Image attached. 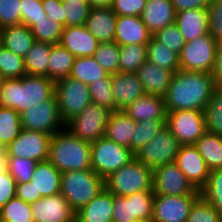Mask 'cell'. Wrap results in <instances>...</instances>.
<instances>
[{"label": "cell", "instance_id": "2", "mask_svg": "<svg viewBox=\"0 0 222 222\" xmlns=\"http://www.w3.org/2000/svg\"><path fill=\"white\" fill-rule=\"evenodd\" d=\"M55 94V82L46 76L26 74L22 78L4 79L0 106L22 113L50 99Z\"/></svg>", "mask_w": 222, "mask_h": 222}, {"label": "cell", "instance_id": "15", "mask_svg": "<svg viewBox=\"0 0 222 222\" xmlns=\"http://www.w3.org/2000/svg\"><path fill=\"white\" fill-rule=\"evenodd\" d=\"M199 197L154 195L152 222H186Z\"/></svg>", "mask_w": 222, "mask_h": 222}, {"label": "cell", "instance_id": "44", "mask_svg": "<svg viewBox=\"0 0 222 222\" xmlns=\"http://www.w3.org/2000/svg\"><path fill=\"white\" fill-rule=\"evenodd\" d=\"M154 195L153 191L128 195L127 200H131L132 217L136 220L152 222Z\"/></svg>", "mask_w": 222, "mask_h": 222}, {"label": "cell", "instance_id": "60", "mask_svg": "<svg viewBox=\"0 0 222 222\" xmlns=\"http://www.w3.org/2000/svg\"><path fill=\"white\" fill-rule=\"evenodd\" d=\"M91 7H111L113 0H85Z\"/></svg>", "mask_w": 222, "mask_h": 222}, {"label": "cell", "instance_id": "57", "mask_svg": "<svg viewBox=\"0 0 222 222\" xmlns=\"http://www.w3.org/2000/svg\"><path fill=\"white\" fill-rule=\"evenodd\" d=\"M176 13L183 10L207 8L210 0H171Z\"/></svg>", "mask_w": 222, "mask_h": 222}, {"label": "cell", "instance_id": "24", "mask_svg": "<svg viewBox=\"0 0 222 222\" xmlns=\"http://www.w3.org/2000/svg\"><path fill=\"white\" fill-rule=\"evenodd\" d=\"M125 112L133 121H166L167 111L164 97L145 94L127 106Z\"/></svg>", "mask_w": 222, "mask_h": 222}, {"label": "cell", "instance_id": "46", "mask_svg": "<svg viewBox=\"0 0 222 222\" xmlns=\"http://www.w3.org/2000/svg\"><path fill=\"white\" fill-rule=\"evenodd\" d=\"M6 169L16 181V184L30 182L37 162L31 159L5 157Z\"/></svg>", "mask_w": 222, "mask_h": 222}, {"label": "cell", "instance_id": "17", "mask_svg": "<svg viewBox=\"0 0 222 222\" xmlns=\"http://www.w3.org/2000/svg\"><path fill=\"white\" fill-rule=\"evenodd\" d=\"M31 210L34 222H72L76 214L61 193L39 198Z\"/></svg>", "mask_w": 222, "mask_h": 222}, {"label": "cell", "instance_id": "22", "mask_svg": "<svg viewBox=\"0 0 222 222\" xmlns=\"http://www.w3.org/2000/svg\"><path fill=\"white\" fill-rule=\"evenodd\" d=\"M117 15L111 7H91L85 26L87 30L99 41H114Z\"/></svg>", "mask_w": 222, "mask_h": 222}, {"label": "cell", "instance_id": "55", "mask_svg": "<svg viewBox=\"0 0 222 222\" xmlns=\"http://www.w3.org/2000/svg\"><path fill=\"white\" fill-rule=\"evenodd\" d=\"M16 197V181L6 170L0 174V209Z\"/></svg>", "mask_w": 222, "mask_h": 222}, {"label": "cell", "instance_id": "7", "mask_svg": "<svg viewBox=\"0 0 222 222\" xmlns=\"http://www.w3.org/2000/svg\"><path fill=\"white\" fill-rule=\"evenodd\" d=\"M217 46V39L210 33L186 42L179 54L180 70L212 73Z\"/></svg>", "mask_w": 222, "mask_h": 222}, {"label": "cell", "instance_id": "34", "mask_svg": "<svg viewBox=\"0 0 222 222\" xmlns=\"http://www.w3.org/2000/svg\"><path fill=\"white\" fill-rule=\"evenodd\" d=\"M108 73L92 57H76L69 77L79 80L86 85L97 82Z\"/></svg>", "mask_w": 222, "mask_h": 222}, {"label": "cell", "instance_id": "61", "mask_svg": "<svg viewBox=\"0 0 222 222\" xmlns=\"http://www.w3.org/2000/svg\"><path fill=\"white\" fill-rule=\"evenodd\" d=\"M6 170V159L5 157H0V174H2Z\"/></svg>", "mask_w": 222, "mask_h": 222}, {"label": "cell", "instance_id": "41", "mask_svg": "<svg viewBox=\"0 0 222 222\" xmlns=\"http://www.w3.org/2000/svg\"><path fill=\"white\" fill-rule=\"evenodd\" d=\"M0 219L7 222H34L31 204L14 197L0 209Z\"/></svg>", "mask_w": 222, "mask_h": 222}, {"label": "cell", "instance_id": "47", "mask_svg": "<svg viewBox=\"0 0 222 222\" xmlns=\"http://www.w3.org/2000/svg\"><path fill=\"white\" fill-rule=\"evenodd\" d=\"M186 222H222L220 213L201 196L194 202Z\"/></svg>", "mask_w": 222, "mask_h": 222}, {"label": "cell", "instance_id": "42", "mask_svg": "<svg viewBox=\"0 0 222 222\" xmlns=\"http://www.w3.org/2000/svg\"><path fill=\"white\" fill-rule=\"evenodd\" d=\"M26 74L24 58L2 46L0 48V75L4 79H14L22 78Z\"/></svg>", "mask_w": 222, "mask_h": 222}, {"label": "cell", "instance_id": "40", "mask_svg": "<svg viewBox=\"0 0 222 222\" xmlns=\"http://www.w3.org/2000/svg\"><path fill=\"white\" fill-rule=\"evenodd\" d=\"M199 191L200 196L210 203L222 218V169L211 170L208 181Z\"/></svg>", "mask_w": 222, "mask_h": 222}, {"label": "cell", "instance_id": "36", "mask_svg": "<svg viewBox=\"0 0 222 222\" xmlns=\"http://www.w3.org/2000/svg\"><path fill=\"white\" fill-rule=\"evenodd\" d=\"M206 132L222 136V88L216 87L204 109Z\"/></svg>", "mask_w": 222, "mask_h": 222}, {"label": "cell", "instance_id": "51", "mask_svg": "<svg viewBox=\"0 0 222 222\" xmlns=\"http://www.w3.org/2000/svg\"><path fill=\"white\" fill-rule=\"evenodd\" d=\"M21 0H0V28L21 24Z\"/></svg>", "mask_w": 222, "mask_h": 222}, {"label": "cell", "instance_id": "16", "mask_svg": "<svg viewBox=\"0 0 222 222\" xmlns=\"http://www.w3.org/2000/svg\"><path fill=\"white\" fill-rule=\"evenodd\" d=\"M174 163L197 190L208 181L210 170L195 145H181Z\"/></svg>", "mask_w": 222, "mask_h": 222}, {"label": "cell", "instance_id": "35", "mask_svg": "<svg viewBox=\"0 0 222 222\" xmlns=\"http://www.w3.org/2000/svg\"><path fill=\"white\" fill-rule=\"evenodd\" d=\"M147 61V45L120 46L119 73H136Z\"/></svg>", "mask_w": 222, "mask_h": 222}, {"label": "cell", "instance_id": "23", "mask_svg": "<svg viewBox=\"0 0 222 222\" xmlns=\"http://www.w3.org/2000/svg\"><path fill=\"white\" fill-rule=\"evenodd\" d=\"M141 20L154 35L167 25L175 23L176 11L171 0H146Z\"/></svg>", "mask_w": 222, "mask_h": 222}, {"label": "cell", "instance_id": "66", "mask_svg": "<svg viewBox=\"0 0 222 222\" xmlns=\"http://www.w3.org/2000/svg\"><path fill=\"white\" fill-rule=\"evenodd\" d=\"M3 81H4V78L0 75V92H1Z\"/></svg>", "mask_w": 222, "mask_h": 222}, {"label": "cell", "instance_id": "4", "mask_svg": "<svg viewBox=\"0 0 222 222\" xmlns=\"http://www.w3.org/2000/svg\"><path fill=\"white\" fill-rule=\"evenodd\" d=\"M105 188V180L92 169L61 173L60 193L76 213Z\"/></svg>", "mask_w": 222, "mask_h": 222}, {"label": "cell", "instance_id": "63", "mask_svg": "<svg viewBox=\"0 0 222 222\" xmlns=\"http://www.w3.org/2000/svg\"><path fill=\"white\" fill-rule=\"evenodd\" d=\"M218 46H222V33H220L217 37Z\"/></svg>", "mask_w": 222, "mask_h": 222}, {"label": "cell", "instance_id": "1", "mask_svg": "<svg viewBox=\"0 0 222 222\" xmlns=\"http://www.w3.org/2000/svg\"><path fill=\"white\" fill-rule=\"evenodd\" d=\"M216 87L211 73L178 70L164 96L166 111H204Z\"/></svg>", "mask_w": 222, "mask_h": 222}, {"label": "cell", "instance_id": "53", "mask_svg": "<svg viewBox=\"0 0 222 222\" xmlns=\"http://www.w3.org/2000/svg\"><path fill=\"white\" fill-rule=\"evenodd\" d=\"M113 203V222H131L136 220L132 217L131 200H127V196L113 194Z\"/></svg>", "mask_w": 222, "mask_h": 222}, {"label": "cell", "instance_id": "8", "mask_svg": "<svg viewBox=\"0 0 222 222\" xmlns=\"http://www.w3.org/2000/svg\"><path fill=\"white\" fill-rule=\"evenodd\" d=\"M55 96L65 124L92 103L89 85L69 76L55 82Z\"/></svg>", "mask_w": 222, "mask_h": 222}, {"label": "cell", "instance_id": "13", "mask_svg": "<svg viewBox=\"0 0 222 222\" xmlns=\"http://www.w3.org/2000/svg\"><path fill=\"white\" fill-rule=\"evenodd\" d=\"M153 192L155 195L200 196L192 183L175 163L153 169Z\"/></svg>", "mask_w": 222, "mask_h": 222}, {"label": "cell", "instance_id": "38", "mask_svg": "<svg viewBox=\"0 0 222 222\" xmlns=\"http://www.w3.org/2000/svg\"><path fill=\"white\" fill-rule=\"evenodd\" d=\"M21 113L0 106V140L7 147L21 132Z\"/></svg>", "mask_w": 222, "mask_h": 222}, {"label": "cell", "instance_id": "31", "mask_svg": "<svg viewBox=\"0 0 222 222\" xmlns=\"http://www.w3.org/2000/svg\"><path fill=\"white\" fill-rule=\"evenodd\" d=\"M208 169H222V136L205 132L194 144Z\"/></svg>", "mask_w": 222, "mask_h": 222}, {"label": "cell", "instance_id": "29", "mask_svg": "<svg viewBox=\"0 0 222 222\" xmlns=\"http://www.w3.org/2000/svg\"><path fill=\"white\" fill-rule=\"evenodd\" d=\"M2 40L5 48L23 58L35 42L31 29L24 24L2 28Z\"/></svg>", "mask_w": 222, "mask_h": 222}, {"label": "cell", "instance_id": "49", "mask_svg": "<svg viewBox=\"0 0 222 222\" xmlns=\"http://www.w3.org/2000/svg\"><path fill=\"white\" fill-rule=\"evenodd\" d=\"M153 37L178 55L186 44L183 35L180 33L175 23L167 25L162 30L157 31Z\"/></svg>", "mask_w": 222, "mask_h": 222}, {"label": "cell", "instance_id": "45", "mask_svg": "<svg viewBox=\"0 0 222 222\" xmlns=\"http://www.w3.org/2000/svg\"><path fill=\"white\" fill-rule=\"evenodd\" d=\"M63 28L64 27L56 22V20L43 18L40 21H37L36 25L31 28V32L35 41L59 44Z\"/></svg>", "mask_w": 222, "mask_h": 222}, {"label": "cell", "instance_id": "43", "mask_svg": "<svg viewBox=\"0 0 222 222\" xmlns=\"http://www.w3.org/2000/svg\"><path fill=\"white\" fill-rule=\"evenodd\" d=\"M112 74L103 77L102 80L92 82L89 85V92L92 103L115 111V99L112 91Z\"/></svg>", "mask_w": 222, "mask_h": 222}, {"label": "cell", "instance_id": "64", "mask_svg": "<svg viewBox=\"0 0 222 222\" xmlns=\"http://www.w3.org/2000/svg\"><path fill=\"white\" fill-rule=\"evenodd\" d=\"M2 28H0V48L3 46V42H2Z\"/></svg>", "mask_w": 222, "mask_h": 222}, {"label": "cell", "instance_id": "28", "mask_svg": "<svg viewBox=\"0 0 222 222\" xmlns=\"http://www.w3.org/2000/svg\"><path fill=\"white\" fill-rule=\"evenodd\" d=\"M135 124L123 110L112 111L106 125L105 137L131 149Z\"/></svg>", "mask_w": 222, "mask_h": 222}, {"label": "cell", "instance_id": "67", "mask_svg": "<svg viewBox=\"0 0 222 222\" xmlns=\"http://www.w3.org/2000/svg\"><path fill=\"white\" fill-rule=\"evenodd\" d=\"M131 222H150V221L134 220V221H131Z\"/></svg>", "mask_w": 222, "mask_h": 222}, {"label": "cell", "instance_id": "33", "mask_svg": "<svg viewBox=\"0 0 222 222\" xmlns=\"http://www.w3.org/2000/svg\"><path fill=\"white\" fill-rule=\"evenodd\" d=\"M147 61L173 73L180 70L179 55L158 42L153 36L147 44Z\"/></svg>", "mask_w": 222, "mask_h": 222}, {"label": "cell", "instance_id": "48", "mask_svg": "<svg viewBox=\"0 0 222 222\" xmlns=\"http://www.w3.org/2000/svg\"><path fill=\"white\" fill-rule=\"evenodd\" d=\"M63 7L65 13V27L85 25L91 9L89 2L63 1Z\"/></svg>", "mask_w": 222, "mask_h": 222}, {"label": "cell", "instance_id": "52", "mask_svg": "<svg viewBox=\"0 0 222 222\" xmlns=\"http://www.w3.org/2000/svg\"><path fill=\"white\" fill-rule=\"evenodd\" d=\"M146 0H113L111 9L117 16H140Z\"/></svg>", "mask_w": 222, "mask_h": 222}, {"label": "cell", "instance_id": "37", "mask_svg": "<svg viewBox=\"0 0 222 222\" xmlns=\"http://www.w3.org/2000/svg\"><path fill=\"white\" fill-rule=\"evenodd\" d=\"M166 121L144 120L136 122L132 140L131 152L135 155L149 143L164 128Z\"/></svg>", "mask_w": 222, "mask_h": 222}, {"label": "cell", "instance_id": "59", "mask_svg": "<svg viewBox=\"0 0 222 222\" xmlns=\"http://www.w3.org/2000/svg\"><path fill=\"white\" fill-rule=\"evenodd\" d=\"M211 74L216 86L222 88V46H217L215 65Z\"/></svg>", "mask_w": 222, "mask_h": 222}, {"label": "cell", "instance_id": "27", "mask_svg": "<svg viewBox=\"0 0 222 222\" xmlns=\"http://www.w3.org/2000/svg\"><path fill=\"white\" fill-rule=\"evenodd\" d=\"M113 194L106 188L75 214L79 222H113Z\"/></svg>", "mask_w": 222, "mask_h": 222}, {"label": "cell", "instance_id": "32", "mask_svg": "<svg viewBox=\"0 0 222 222\" xmlns=\"http://www.w3.org/2000/svg\"><path fill=\"white\" fill-rule=\"evenodd\" d=\"M75 58L60 44H54L48 63V78L56 82L68 77L72 71Z\"/></svg>", "mask_w": 222, "mask_h": 222}, {"label": "cell", "instance_id": "5", "mask_svg": "<svg viewBox=\"0 0 222 222\" xmlns=\"http://www.w3.org/2000/svg\"><path fill=\"white\" fill-rule=\"evenodd\" d=\"M153 170L136 158L105 179V188L112 194L128 196L153 191Z\"/></svg>", "mask_w": 222, "mask_h": 222}, {"label": "cell", "instance_id": "21", "mask_svg": "<svg viewBox=\"0 0 222 222\" xmlns=\"http://www.w3.org/2000/svg\"><path fill=\"white\" fill-rule=\"evenodd\" d=\"M30 183L35 189V202L41 197L59 194L61 172L48 160L37 162Z\"/></svg>", "mask_w": 222, "mask_h": 222}, {"label": "cell", "instance_id": "62", "mask_svg": "<svg viewBox=\"0 0 222 222\" xmlns=\"http://www.w3.org/2000/svg\"><path fill=\"white\" fill-rule=\"evenodd\" d=\"M5 156H6V146L0 140V157H5Z\"/></svg>", "mask_w": 222, "mask_h": 222}, {"label": "cell", "instance_id": "9", "mask_svg": "<svg viewBox=\"0 0 222 222\" xmlns=\"http://www.w3.org/2000/svg\"><path fill=\"white\" fill-rule=\"evenodd\" d=\"M111 112L106 107L90 103L84 111L65 124V129L81 140L95 142L105 136Z\"/></svg>", "mask_w": 222, "mask_h": 222}, {"label": "cell", "instance_id": "14", "mask_svg": "<svg viewBox=\"0 0 222 222\" xmlns=\"http://www.w3.org/2000/svg\"><path fill=\"white\" fill-rule=\"evenodd\" d=\"M51 137L40 131L22 129L19 136L6 147L5 157L26 158L36 162L48 160Z\"/></svg>", "mask_w": 222, "mask_h": 222}, {"label": "cell", "instance_id": "3", "mask_svg": "<svg viewBox=\"0 0 222 222\" xmlns=\"http://www.w3.org/2000/svg\"><path fill=\"white\" fill-rule=\"evenodd\" d=\"M48 161L61 173L91 169V143L64 129L52 135Z\"/></svg>", "mask_w": 222, "mask_h": 222}, {"label": "cell", "instance_id": "26", "mask_svg": "<svg viewBox=\"0 0 222 222\" xmlns=\"http://www.w3.org/2000/svg\"><path fill=\"white\" fill-rule=\"evenodd\" d=\"M146 94L164 97L173 72L146 61L136 72Z\"/></svg>", "mask_w": 222, "mask_h": 222}, {"label": "cell", "instance_id": "65", "mask_svg": "<svg viewBox=\"0 0 222 222\" xmlns=\"http://www.w3.org/2000/svg\"><path fill=\"white\" fill-rule=\"evenodd\" d=\"M62 1H67V2H80V1H83V2H85V0H62Z\"/></svg>", "mask_w": 222, "mask_h": 222}, {"label": "cell", "instance_id": "12", "mask_svg": "<svg viewBox=\"0 0 222 222\" xmlns=\"http://www.w3.org/2000/svg\"><path fill=\"white\" fill-rule=\"evenodd\" d=\"M165 126L181 145H194L206 132L204 111L176 110L167 112Z\"/></svg>", "mask_w": 222, "mask_h": 222}, {"label": "cell", "instance_id": "10", "mask_svg": "<svg viewBox=\"0 0 222 222\" xmlns=\"http://www.w3.org/2000/svg\"><path fill=\"white\" fill-rule=\"evenodd\" d=\"M21 127L28 131H40L53 135L65 129L55 94L48 100L21 113Z\"/></svg>", "mask_w": 222, "mask_h": 222}, {"label": "cell", "instance_id": "50", "mask_svg": "<svg viewBox=\"0 0 222 222\" xmlns=\"http://www.w3.org/2000/svg\"><path fill=\"white\" fill-rule=\"evenodd\" d=\"M21 24L31 29L37 21L48 18L42 0H21Z\"/></svg>", "mask_w": 222, "mask_h": 222}, {"label": "cell", "instance_id": "6", "mask_svg": "<svg viewBox=\"0 0 222 222\" xmlns=\"http://www.w3.org/2000/svg\"><path fill=\"white\" fill-rule=\"evenodd\" d=\"M134 158L130 148L105 136L91 143V169L104 180Z\"/></svg>", "mask_w": 222, "mask_h": 222}, {"label": "cell", "instance_id": "19", "mask_svg": "<svg viewBox=\"0 0 222 222\" xmlns=\"http://www.w3.org/2000/svg\"><path fill=\"white\" fill-rule=\"evenodd\" d=\"M111 81L115 111L124 110L146 94L136 73H115L112 74Z\"/></svg>", "mask_w": 222, "mask_h": 222}, {"label": "cell", "instance_id": "25", "mask_svg": "<svg viewBox=\"0 0 222 222\" xmlns=\"http://www.w3.org/2000/svg\"><path fill=\"white\" fill-rule=\"evenodd\" d=\"M208 9L196 8L176 13L175 24L186 42L209 33Z\"/></svg>", "mask_w": 222, "mask_h": 222}, {"label": "cell", "instance_id": "30", "mask_svg": "<svg viewBox=\"0 0 222 222\" xmlns=\"http://www.w3.org/2000/svg\"><path fill=\"white\" fill-rule=\"evenodd\" d=\"M54 44L35 41L24 57V66L28 75L46 76L48 63Z\"/></svg>", "mask_w": 222, "mask_h": 222}, {"label": "cell", "instance_id": "58", "mask_svg": "<svg viewBox=\"0 0 222 222\" xmlns=\"http://www.w3.org/2000/svg\"><path fill=\"white\" fill-rule=\"evenodd\" d=\"M16 197L27 203L35 202V189L30 182L16 184Z\"/></svg>", "mask_w": 222, "mask_h": 222}, {"label": "cell", "instance_id": "18", "mask_svg": "<svg viewBox=\"0 0 222 222\" xmlns=\"http://www.w3.org/2000/svg\"><path fill=\"white\" fill-rule=\"evenodd\" d=\"M59 44L75 57H92L99 41L85 25H80L64 27Z\"/></svg>", "mask_w": 222, "mask_h": 222}, {"label": "cell", "instance_id": "39", "mask_svg": "<svg viewBox=\"0 0 222 222\" xmlns=\"http://www.w3.org/2000/svg\"><path fill=\"white\" fill-rule=\"evenodd\" d=\"M120 46L115 42L99 43L93 55L95 61L108 73H119Z\"/></svg>", "mask_w": 222, "mask_h": 222}, {"label": "cell", "instance_id": "54", "mask_svg": "<svg viewBox=\"0 0 222 222\" xmlns=\"http://www.w3.org/2000/svg\"><path fill=\"white\" fill-rule=\"evenodd\" d=\"M207 9L209 33L216 38L222 33V0H210Z\"/></svg>", "mask_w": 222, "mask_h": 222}, {"label": "cell", "instance_id": "56", "mask_svg": "<svg viewBox=\"0 0 222 222\" xmlns=\"http://www.w3.org/2000/svg\"><path fill=\"white\" fill-rule=\"evenodd\" d=\"M42 6L50 20H56V22L65 27V13L62 0H42Z\"/></svg>", "mask_w": 222, "mask_h": 222}, {"label": "cell", "instance_id": "11", "mask_svg": "<svg viewBox=\"0 0 222 222\" xmlns=\"http://www.w3.org/2000/svg\"><path fill=\"white\" fill-rule=\"evenodd\" d=\"M181 144L172 132L164 128L135 154V158L150 169L174 163Z\"/></svg>", "mask_w": 222, "mask_h": 222}, {"label": "cell", "instance_id": "20", "mask_svg": "<svg viewBox=\"0 0 222 222\" xmlns=\"http://www.w3.org/2000/svg\"><path fill=\"white\" fill-rule=\"evenodd\" d=\"M153 35L140 16H118L114 41L119 45H147Z\"/></svg>", "mask_w": 222, "mask_h": 222}]
</instances>
